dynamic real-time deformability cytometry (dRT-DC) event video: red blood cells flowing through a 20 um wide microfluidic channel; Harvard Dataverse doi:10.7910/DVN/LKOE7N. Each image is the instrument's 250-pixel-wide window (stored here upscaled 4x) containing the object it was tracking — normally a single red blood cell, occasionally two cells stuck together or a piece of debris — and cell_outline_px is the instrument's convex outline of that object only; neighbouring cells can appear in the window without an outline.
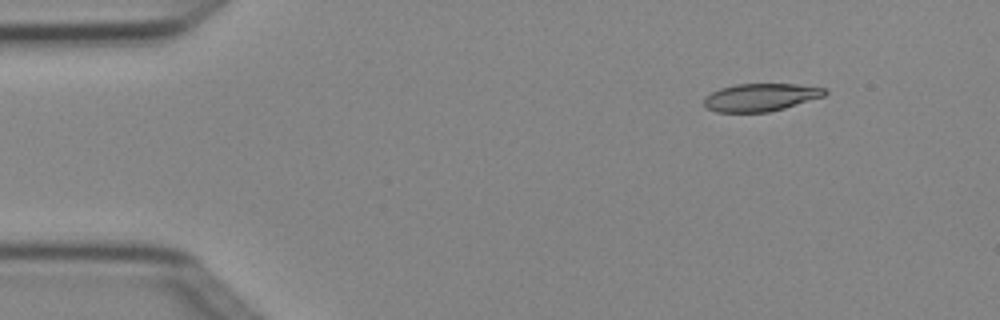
{"species": "Egyptian fruit bat (a non-hibernating species)", "species_latin": "Rousettus aegyptiacus", "temperature_condition": "cold", "stored_images_in_passage": 3, "camera_frame_rate_fps": 3000, "um_per_image_px": 0.085, "animal": {"sex": "female"}, "frame": {"image": 1, "passage_image": 1, "time_ms": 0.0, "image_size_px": [1000, 320], "cell_outline_px": [[828, 92], [824, 96], [784, 108], [768, 112], [716, 112], [708, 108], [704, 104], [704, 96], [720, 88], [736, 84], [796, 84], [824, 88]], "centroid_in_image_um": [64.64, 8.27], "position_along_channel_um": 20.4, "area_um2": 19.42}}
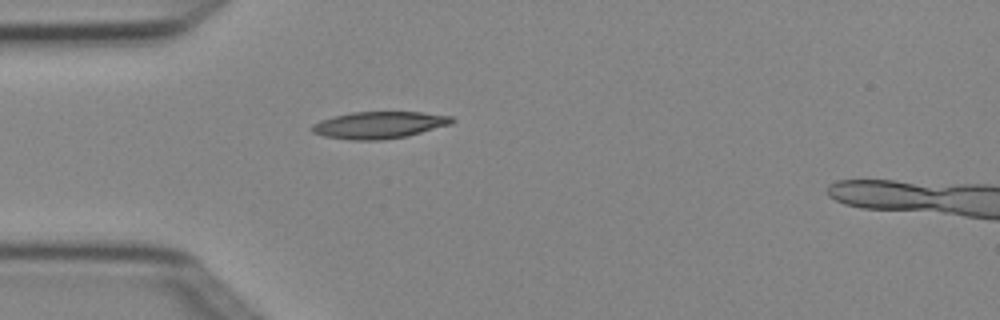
{"frame": {"image": 2, "passage_image": 3, "time_ms": 0.667, "image_size_px": [1000, 320], "cell_outline_px": [[456, 120], [452, 124], [408, 136], [384, 140], [348, 140], [324, 136], [312, 132], [308, 128], [312, 124], [320, 120], [332, 116], [352, 112], [420, 112], [452, 116]], "centroid_in_image_um": [32.21, 10.63], "position_along_channel_um": 52.8, "area_um2": 22.31}}